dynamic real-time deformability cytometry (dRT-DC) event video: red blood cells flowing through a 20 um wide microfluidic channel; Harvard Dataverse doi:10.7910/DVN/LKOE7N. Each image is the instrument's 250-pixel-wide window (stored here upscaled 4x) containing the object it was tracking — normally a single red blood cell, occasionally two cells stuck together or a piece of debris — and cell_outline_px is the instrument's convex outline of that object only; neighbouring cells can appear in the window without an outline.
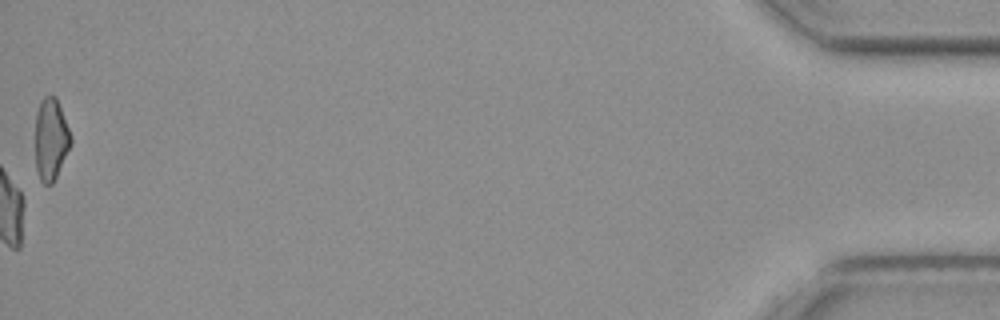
{"species": "common noctule bat (a hibernating species)", "species_latin": "Nyctalus noctula", "temperature_condition": "cold", "stored_images_in_passage": 61, "camera_frame_rate_fps": 3000, "um_per_image_px": 0.085, "animal": {"sex": "female", "body_mass_g": 19.3, "forearm_length_mm": 54.1}, "frame": {"image": 1, "passage_image": 61, "time_ms": 20.0, "image_size_px": [1000, 320], "cell_outline_px": [[72, 144], [52, 184], [44, 184], [40, 180], [36, 168], [36, 112], [40, 100], [44, 96], [56, 96], [72, 136]], "centroid_in_image_um": [4.33, 11.81], "position_along_channel_um": 430.9, "area_um2": 16.99}, "authors_computed_cell_mechanics": {"area_um2": 22.4842, "velocity_mm_per_s": 3.5229, "shape_relaxation_time_tau1_ms": null, "shape_relaxation_time_tau2_ms": 6.6371, "deformation_change_tau1": null, "deformation_change_tau2": 0.1515}}